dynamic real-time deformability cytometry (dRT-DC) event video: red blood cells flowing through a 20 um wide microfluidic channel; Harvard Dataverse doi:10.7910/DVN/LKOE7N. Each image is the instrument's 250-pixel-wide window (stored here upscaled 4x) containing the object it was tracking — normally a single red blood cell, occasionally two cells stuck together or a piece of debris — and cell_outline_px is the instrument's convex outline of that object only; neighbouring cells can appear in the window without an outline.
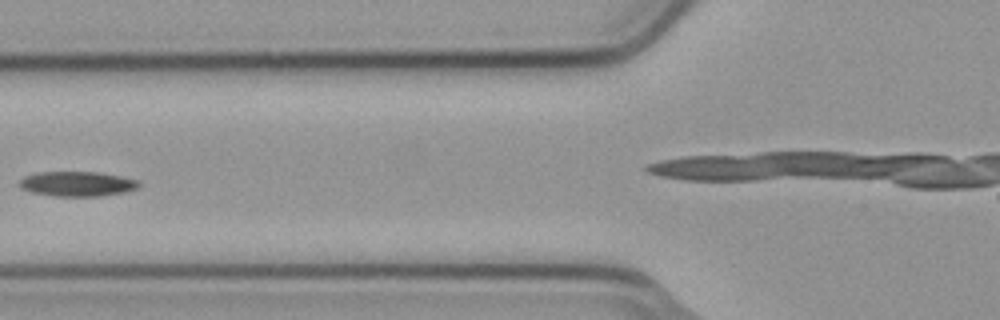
{"species": "common noctule bat (a hibernating species)", "species_latin": "Nyctalus noctula", "temperature_condition": "cold", "stored_images_in_passage": 7, "camera_frame_rate_fps": 3000, "um_per_image_px": 0.085, "animal": {"sex": "male", "body_mass_g": 23.1, "forearm_length_mm": 52.7}, "frame": {"image": 1, "passage_image": 5, "time_ms": 1.333, "image_size_px": [1000, 320], "cell_outline_px": [[140, 188], [124, 192], [100, 196], [52, 196], [32, 192], [20, 188], [20, 180], [24, 176], [40, 172], [100, 172], [140, 180]], "centroid_in_image_um": [6.6, 15.63], "position_along_channel_um": 119.2, "area_um2": 17.4}}